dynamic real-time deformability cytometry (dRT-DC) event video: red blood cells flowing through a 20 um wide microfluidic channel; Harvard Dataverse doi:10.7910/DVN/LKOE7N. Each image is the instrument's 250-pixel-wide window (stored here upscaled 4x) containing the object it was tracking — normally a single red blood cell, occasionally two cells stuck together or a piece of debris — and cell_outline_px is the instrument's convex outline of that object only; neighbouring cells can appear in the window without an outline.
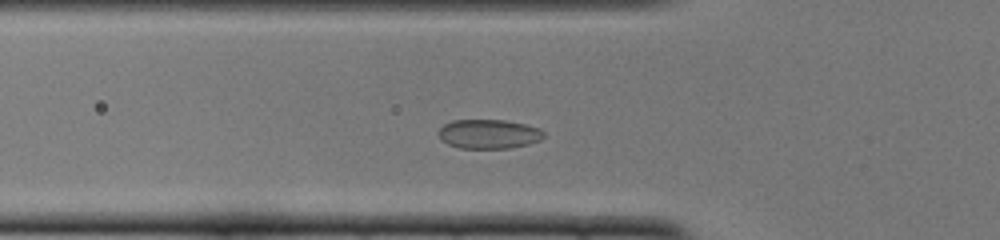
{"species": "common noctule bat (a hibernating species)", "species_latin": "Nyctalus noctula", "temperature_condition": "cold", "stored_images_in_passage": 43, "camera_frame_rate_fps": 3000, "um_per_image_px": 0.085, "animal": {"sex": "female", "body_mass_g": 22.0, "forearm_length_mm": 56.7}, "frame": {"image": 1, "passage_image": 9, "time_ms": 2.667, "image_size_px": [1000, 240], "cell_outline_px": [[544, 136], [540, 140], [528, 144], [512, 148], [460, 148], [448, 144], [436, 132], [444, 124], [452, 120], [504, 120], [524, 124], [540, 128], [544, 132]], "centroid_in_image_um": [41.55, 11.39], "position_along_channel_um": 84.2, "area_um2": 17.92}}
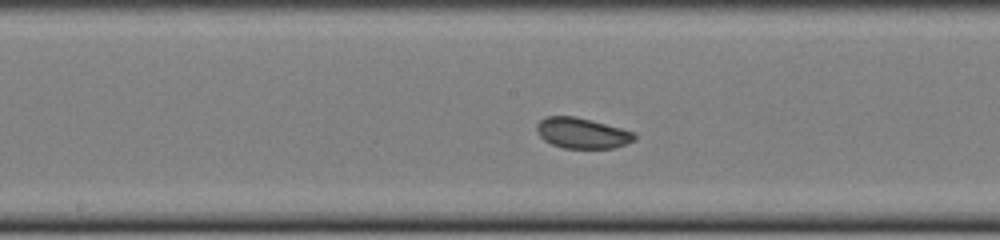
{"frame": {"image": 2, "passage_image": 18, "time_ms": 5.667, "image_size_px": [1000, 240], "cell_outline_px": [[636, 136], [632, 140], [624, 144], [612, 148], [564, 148], [552, 144], [544, 140], [540, 136], [536, 128], [536, 124], [540, 120], [548, 116], [576, 116], [636, 132]], "centroid_in_image_um": [49.46, 11.3], "position_along_channel_um": 198.7, "area_um2": 17.28}}
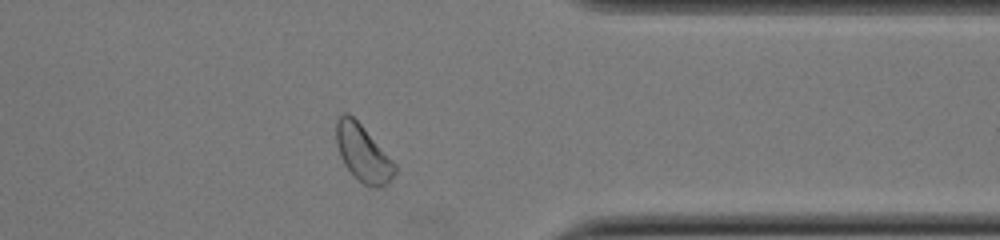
{"frame": {"image": 3, "passage_image": 33, "time_ms": 10.667, "image_size_px": [1000, 240], "cell_outline_px": [[396, 172], [380, 188], [376, 188], [364, 184], [344, 164], [340, 156], [336, 144], [336, 120], [344, 112], [348, 112], [360, 124], [396, 164]], "centroid_in_image_um": [30.82, 13.0], "position_along_channel_um": 380.6, "area_um2": 18.84}, "authors_computed_cell_mechanics": {"area_um2": 17.918, "velocity_mm_per_s": 3.8228, "shape_relaxation_time_tau1_ms": 2.6928, "shape_relaxation_time_tau2_ms": null, "deformation_change_tau1": 0.0406, "deformation_change_tau2": null}}